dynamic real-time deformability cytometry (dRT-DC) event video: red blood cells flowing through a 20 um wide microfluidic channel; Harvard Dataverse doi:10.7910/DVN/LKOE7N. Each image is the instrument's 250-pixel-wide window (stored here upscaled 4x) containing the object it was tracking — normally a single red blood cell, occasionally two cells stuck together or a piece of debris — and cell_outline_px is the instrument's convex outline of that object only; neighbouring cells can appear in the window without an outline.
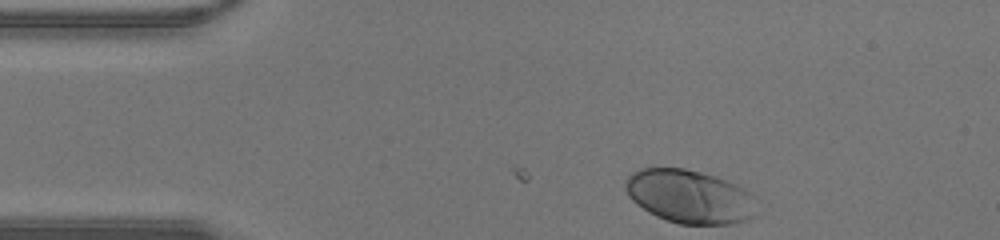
{"species": "human", "species_latin": "Homo sapiens", "temperature_condition": "warm", "stored_images_in_passage": 33, "camera_frame_rate_fps": 3000, "um_per_image_px": 0.085, "donor": {"sex": "male"}, "frame": {"image": 1, "passage_image": 1, "time_ms": 0.0, "image_size_px": [1000, 240], "cell_outline_px": [[756, 216], [748, 220], [728, 224], [680, 224], [656, 216], [648, 212], [636, 204], [628, 196], [624, 188], [624, 180], [632, 172], [640, 168], [684, 168], [716, 176], [736, 184], [744, 188], [756, 196]], "centroid_in_image_um": [58.63, 16.7], "position_along_channel_um": 26.4, "area_um2": 41.44}}
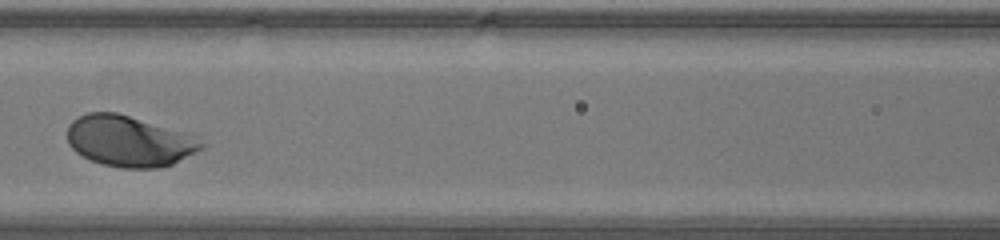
{"frame": {"image": 2, "passage_image": 13, "time_ms": 4.0, "image_size_px": [1000, 240], "cell_outline_px": [[204, 148], [172, 164], [160, 168], [120, 168], [104, 164], [92, 160], [76, 152], [68, 144], [68, 124], [72, 120], [88, 112], [116, 112], [200, 136], [204, 144]], "centroid_in_image_um": [11.02, 11.99], "position_along_channel_um": 155.6, "area_um2": 39.94}}
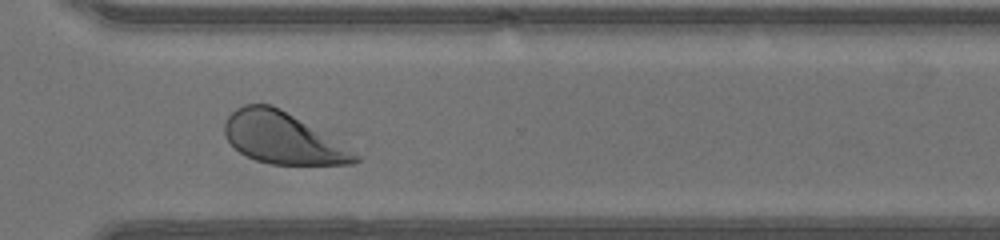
{"frame": {"image": 3, "passage_image": 25, "time_ms": 8.0, "image_size_px": [1000, 240], "cell_outline_px": [[360, 160], [352, 164], [272, 164], [256, 160], [240, 152], [224, 136], [224, 124], [228, 116], [236, 108], [244, 104], [272, 104], [280, 108], [360, 156]], "centroid_in_image_um": [23.95, 11.73], "position_along_channel_um": 346.6, "area_um2": 38.03}}